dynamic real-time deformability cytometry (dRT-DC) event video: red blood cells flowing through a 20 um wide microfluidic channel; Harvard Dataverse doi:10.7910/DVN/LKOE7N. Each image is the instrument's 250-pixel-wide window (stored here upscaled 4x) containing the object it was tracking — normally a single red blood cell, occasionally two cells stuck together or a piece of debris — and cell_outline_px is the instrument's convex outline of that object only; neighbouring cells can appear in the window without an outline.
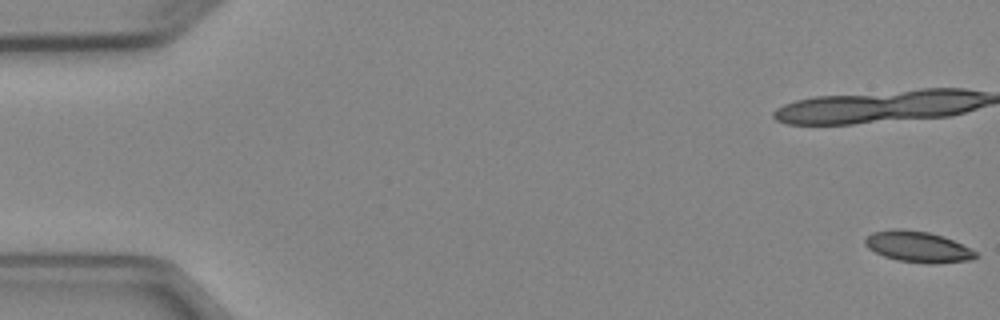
{"species": "Egyptian fruit bat (a non-hibernating species)", "species_latin": "Rousettus aegyptiacus", "temperature_condition": "cold", "stored_images_in_passage": 5, "camera_frame_rate_fps": 3000, "um_per_image_px": 0.085, "animal": {"sex": "female"}, "frame": {"image": 1, "passage_image": 1, "time_ms": 0.0, "image_size_px": [1000, 320], "cell_outline_px": [[980, 256], [972, 260], [936, 264], [928, 264], [896, 260], [884, 256], [868, 248], [864, 244], [864, 240], [872, 232], [892, 228], [900, 228], [928, 232], [944, 236], [976, 252]], "centroid_in_image_um": [78.01, 20.98], "position_along_channel_um": 7.0, "area_um2": 20.11}}